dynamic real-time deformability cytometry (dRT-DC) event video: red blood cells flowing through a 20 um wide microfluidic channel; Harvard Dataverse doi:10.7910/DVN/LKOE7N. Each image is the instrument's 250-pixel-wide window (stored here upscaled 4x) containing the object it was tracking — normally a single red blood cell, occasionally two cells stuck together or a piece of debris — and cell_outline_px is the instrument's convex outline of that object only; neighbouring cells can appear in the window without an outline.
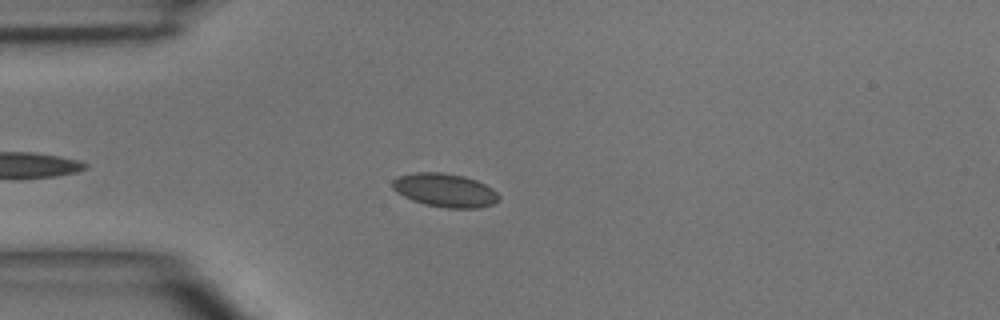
{"species": "common noctule bat (a hibernating species)", "species_latin": "Nyctalus noctula", "temperature_condition": "room temperature", "stored_images_in_passage": 4, "camera_frame_rate_fps": 3000, "um_per_image_px": 0.085, "animal": {"sex": "male", "body_mass_g": 15.6}, "frame": {"image": 1, "passage_image": 4, "time_ms": 3.333, "image_size_px": [1000, 320], "cell_outline_px": [[500, 200], [492, 204], [480, 208], [444, 208], [424, 204], [412, 200], [396, 192], [392, 188], [392, 180], [400, 176], [412, 172], [440, 172], [464, 176], [476, 180], [492, 188], [500, 196]], "centroid_in_image_um": [37.82, 16.17], "position_along_channel_um": 47.2, "area_um2": 20.92}}